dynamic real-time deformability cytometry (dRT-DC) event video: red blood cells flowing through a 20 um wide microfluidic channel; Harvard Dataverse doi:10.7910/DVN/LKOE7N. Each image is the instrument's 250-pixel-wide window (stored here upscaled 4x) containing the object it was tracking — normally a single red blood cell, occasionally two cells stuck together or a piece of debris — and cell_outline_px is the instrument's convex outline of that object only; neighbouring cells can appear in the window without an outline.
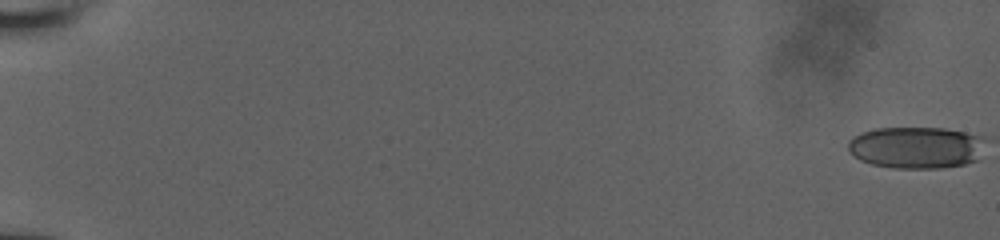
{"species": "human", "species_latin": "Homo sapiens", "temperature_condition": "room temperature", "stored_images_in_passage": 78, "camera_frame_rate_fps": 3000, "um_per_image_px": 0.085, "donor": {"sex": "male"}, "frame": {"image": 1, "passage_image": 1, "time_ms": 0.0, "image_size_px": [1000, 240], "cell_outline_px": [[980, 140], [976, 160], [964, 164], [940, 168], [892, 168], [872, 164], [860, 160], [848, 152], [848, 140], [864, 132], [876, 128], [944, 128], [964, 132], [976, 136]], "centroid_in_image_um": [77.75, 12.55], "position_along_channel_um": 7.2, "area_um2": 32.71}}
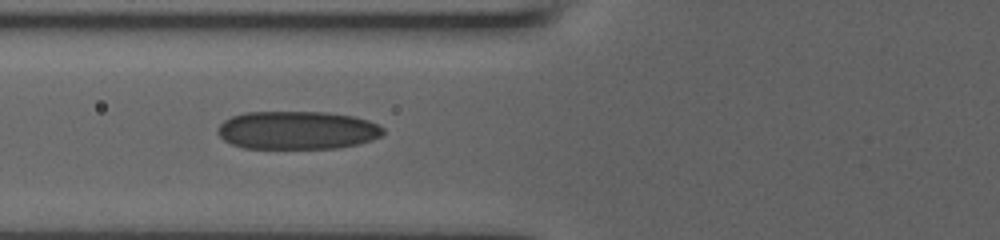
{"frame": {"image": 2, "passage_image": 46, "time_ms": 8.333, "image_size_px": [1000, 240], "cell_outline_px": [[384, 132], [380, 136], [356, 144], [336, 148], [244, 148], [232, 144], [224, 140], [216, 132], [216, 128], [224, 120], [232, 116], [244, 112], [328, 112], [352, 116], [368, 120], [384, 128]], "centroid_in_image_um": [25.21, 11.06], "position_along_channel_um": 100.6, "area_um2": 36.76}}
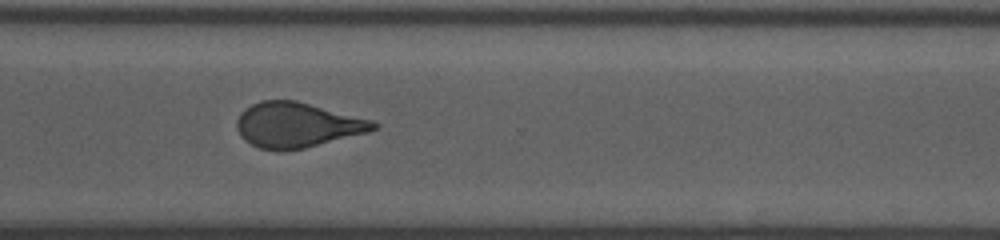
{"frame": {"image": 3, "passage_image": 77, "time_ms": 14.667, "image_size_px": [1000, 240], "cell_outline_px": [[380, 124], [376, 128], [368, 132], [304, 148], [260, 148], [244, 140], [240, 136], [236, 128], [236, 120], [240, 112], [244, 108], [260, 100], [296, 100], [372, 120]], "centroid_in_image_um": [25.23, 10.59], "position_along_channel_um": 345.4, "area_um2": 35.37}}